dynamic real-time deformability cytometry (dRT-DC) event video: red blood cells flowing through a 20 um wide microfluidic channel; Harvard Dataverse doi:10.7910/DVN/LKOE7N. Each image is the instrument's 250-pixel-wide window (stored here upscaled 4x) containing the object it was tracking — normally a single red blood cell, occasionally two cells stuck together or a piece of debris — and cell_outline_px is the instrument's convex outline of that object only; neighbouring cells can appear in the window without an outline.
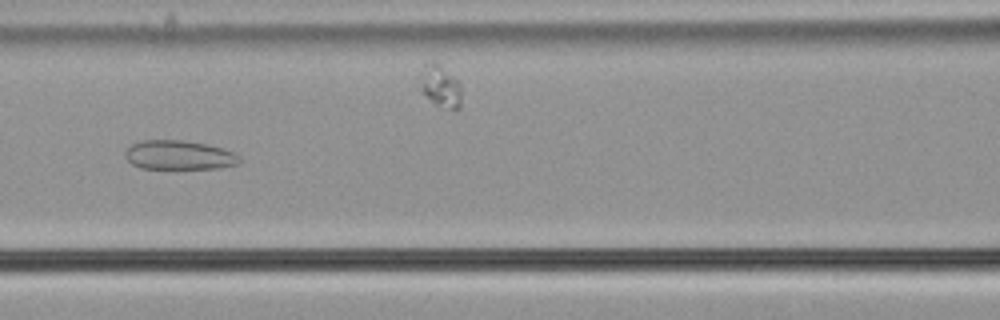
{"species": "common noctule bat (a hibernating species)", "species_latin": "Nyctalus noctula", "temperature_condition": "cold", "stored_images_in_passage": 51, "camera_frame_rate_fps": 3000, "um_per_image_px": 0.085, "animal": {"sex": "male", "body_mass_g": 21.5, "forearm_length_mm": 52.0}, "frame": {"image": 1, "passage_image": 20, "time_ms": 6.333, "image_size_px": [1000, 320], "cell_outline_px": [[240, 164], [216, 168], [140, 168], [132, 164], [124, 156], [124, 152], [132, 144], [144, 140], [184, 140], [208, 144], [224, 148], [236, 152], [240, 156]], "centroid_in_image_um": [15.26, 13.17], "position_along_channel_um": 151.3, "area_um2": 19.59}}
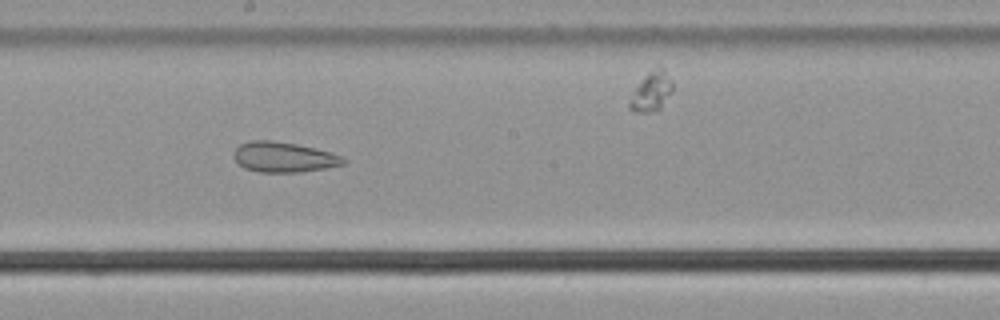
{"frame": {"image": 2, "passage_image": 26, "time_ms": 8.333, "image_size_px": [1000, 320], "cell_outline_px": [[348, 160], [344, 164], [324, 168], [300, 172], [260, 172], [244, 168], [232, 156], [232, 152], [240, 144], [248, 140], [272, 140], [296, 144], [316, 148], [332, 152]], "centroid_in_image_um": [24.1, 13.34], "position_along_channel_um": 224.1, "area_um2": 19.42}}
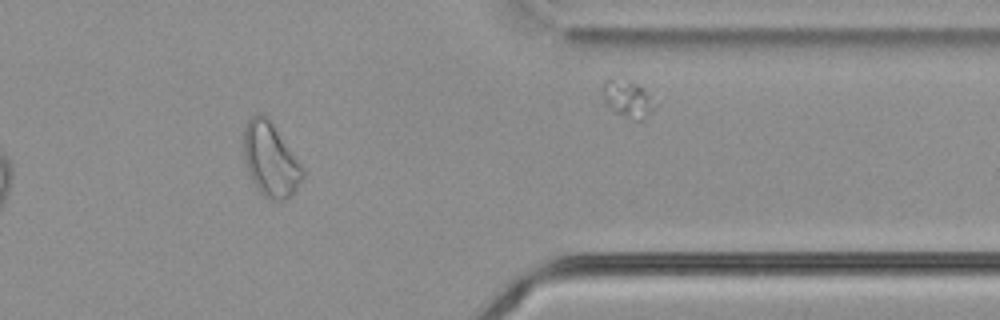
{"frame": {"image": 3, "passage_image": 41, "time_ms": 13.333, "image_size_px": [1000, 320], "cell_outline_px": [[304, 176], [292, 196], [288, 200], [268, 200], [260, 192], [252, 180], [248, 172], [244, 160], [244, 128], [248, 120], [256, 112], [264, 112], [268, 116], [304, 168]], "centroid_in_image_um": [23.0, 13.55], "position_along_channel_um": 388.4, "area_um2": 25.72}, "authors_computed_cell_mechanics": {"area_um2": 25.0274, "velocity_mm_per_s": 3.6444, "shape_relaxation_time_tau1_ms": null, "shape_relaxation_time_tau2_ms": 3.1219, "deformation_change_tau1": null, "deformation_change_tau2": 0.1042}}